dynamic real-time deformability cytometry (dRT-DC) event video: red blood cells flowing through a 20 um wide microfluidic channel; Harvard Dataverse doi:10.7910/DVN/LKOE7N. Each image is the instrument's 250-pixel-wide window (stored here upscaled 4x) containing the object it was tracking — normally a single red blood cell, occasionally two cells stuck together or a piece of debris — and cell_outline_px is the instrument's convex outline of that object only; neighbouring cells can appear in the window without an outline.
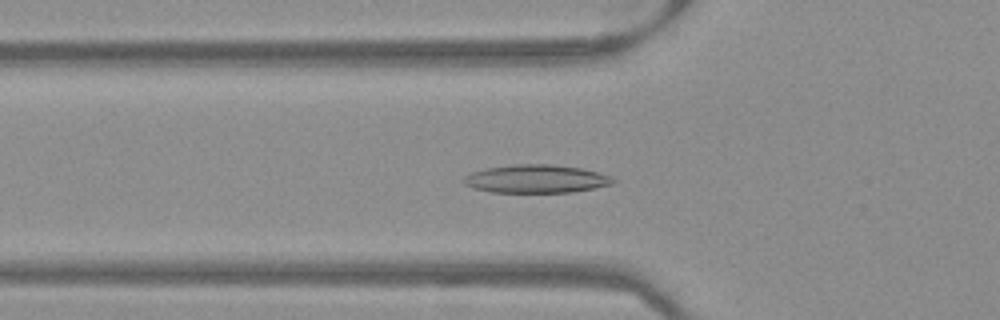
{"species": "Egyptian fruit bat (a non-hibernating species)", "species_latin": "Rousettus aegyptiacus", "temperature_condition": "warm", "stored_images_in_passage": 35, "camera_frame_rate_fps": 3000, "um_per_image_px": 0.085, "frame": {"image": 1, "passage_image": 2, "time_ms": 0.333, "image_size_px": [1000, 320], "cell_outline_px": [[616, 180], [612, 184], [572, 192], [492, 192], [472, 188], [464, 184], [460, 180], [464, 176], [472, 172], [484, 168], [516, 164], [552, 164], [580, 168], [612, 176]], "centroid_in_image_um": [45.52, 15.2], "position_along_channel_um": 80.3, "area_um2": 24.57}}
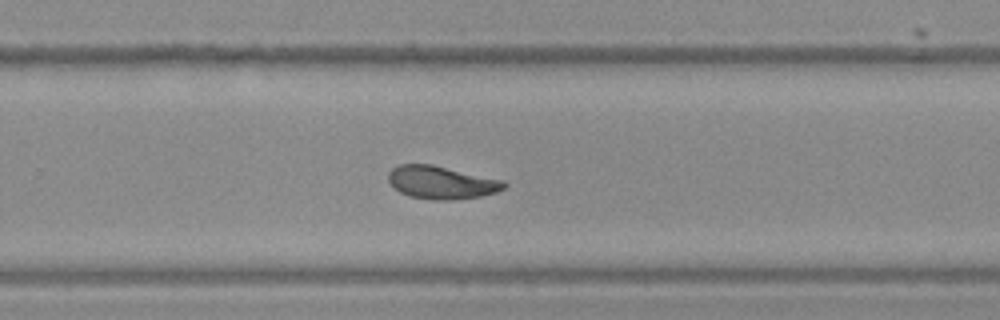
{"frame": {"image": 2, "passage_image": 18, "time_ms": 5.667, "image_size_px": [1000, 320], "cell_outline_px": [[508, 184], [504, 188], [496, 192], [480, 196], [448, 200], [432, 200], [408, 196], [400, 192], [388, 180], [388, 172], [396, 164], [432, 164], [504, 180]], "centroid_in_image_um": [37.51, 15.5], "position_along_channel_um": 292.3, "area_um2": 22.25}}
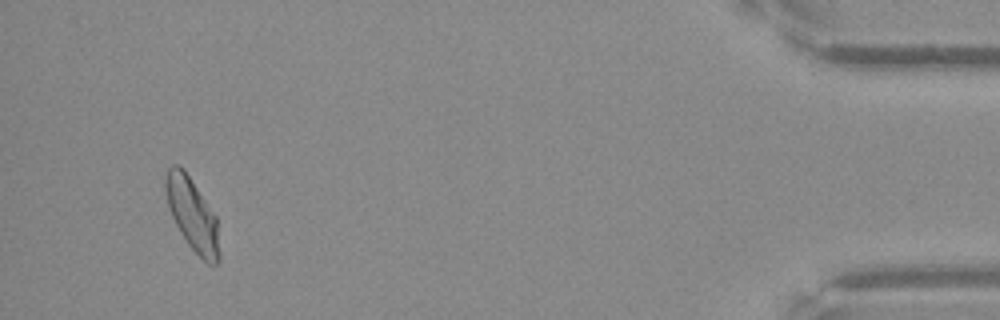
{"frame": {"image": 3, "passage_image": 33, "time_ms": 10.667, "image_size_px": [1000, 320], "cell_outline_px": [[220, 256], [216, 264], [208, 264], [188, 244], [180, 232], [172, 216], [168, 204], [164, 188], [164, 180], [168, 168], [172, 164], [180, 164], [184, 168], [216, 216], [220, 252]], "centroid_in_image_um": [16.34, 18.19], "position_along_channel_um": 418.9, "area_um2": 22.66}}